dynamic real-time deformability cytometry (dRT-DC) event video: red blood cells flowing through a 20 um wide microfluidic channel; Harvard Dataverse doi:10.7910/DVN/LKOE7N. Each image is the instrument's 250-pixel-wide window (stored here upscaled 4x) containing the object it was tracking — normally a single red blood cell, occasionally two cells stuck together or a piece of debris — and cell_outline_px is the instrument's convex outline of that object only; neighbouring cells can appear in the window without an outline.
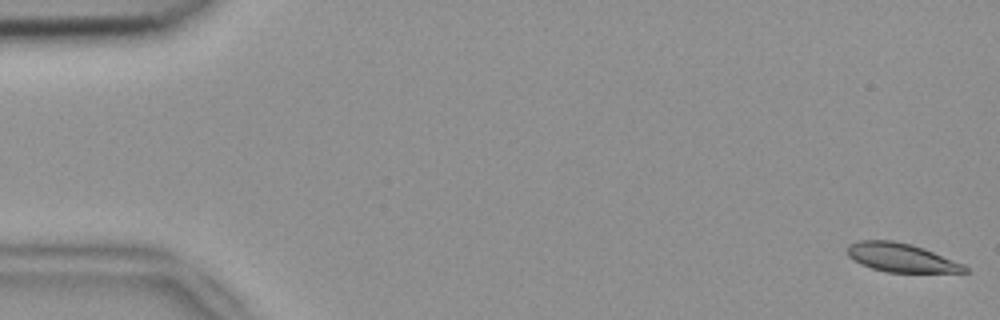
{"species": "common noctule bat (a hibernating species)", "species_latin": "Nyctalus noctula", "temperature_condition": "room temperature", "stored_images_in_passage": 53, "camera_frame_rate_fps": 3000, "um_per_image_px": 0.085, "animal": {"sex": "female", "body_mass_g": 18.4}, "frame": {"image": 1, "passage_image": 1, "time_ms": 0.0, "image_size_px": [1000, 320], "cell_outline_px": [[968, 272], [888, 272], [872, 268], [860, 264], [852, 260], [848, 256], [848, 244], [860, 240], [892, 240], [912, 244], [924, 248], [964, 264], [968, 268]], "centroid_in_image_um": [76.58, 21.89], "position_along_channel_um": 8.4, "area_um2": 19.65}}
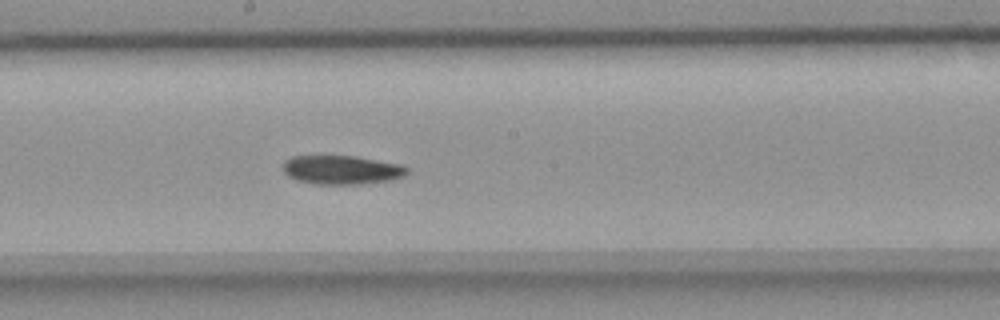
{"frame": {"image": 2, "passage_image": 29, "time_ms": 9.333, "image_size_px": [1000, 320], "cell_outline_px": [[408, 172], [404, 176], [392, 180], [360, 184], [312, 184], [296, 180], [288, 176], [280, 168], [284, 160], [292, 156], [356, 156], [400, 164], [408, 168]], "centroid_in_image_um": [29.0, 14.44], "position_along_channel_um": 219.2, "area_um2": 21.15}}
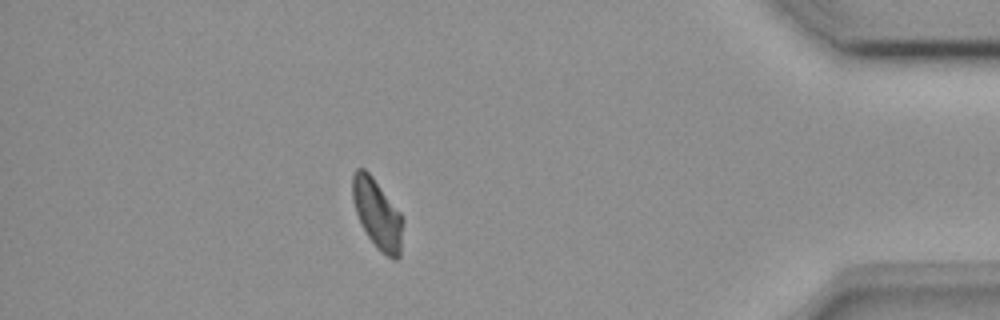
{"frame": {"image": 3, "passage_image": 47, "time_ms": 15.333, "image_size_px": [1000, 320], "cell_outline_px": [[404, 220], [400, 256], [396, 260], [392, 260], [380, 252], [376, 248], [368, 236], [356, 212], [352, 200], [352, 176], [356, 168], [364, 168], [372, 176], [400, 212]], "centroid_in_image_um": [32.09, 18.21], "position_along_channel_um": 403.1, "area_um2": 20.52}, "authors_computed_cell_mechanics": {"area_um2": 20.9236, "velocity_mm_per_s": 3.7972, "shape_relaxation_time_tau1_ms": 7.0872, "shape_relaxation_time_tau2_ms": null, "deformation_change_tau1": 0.1698, "deformation_change_tau2": null}}